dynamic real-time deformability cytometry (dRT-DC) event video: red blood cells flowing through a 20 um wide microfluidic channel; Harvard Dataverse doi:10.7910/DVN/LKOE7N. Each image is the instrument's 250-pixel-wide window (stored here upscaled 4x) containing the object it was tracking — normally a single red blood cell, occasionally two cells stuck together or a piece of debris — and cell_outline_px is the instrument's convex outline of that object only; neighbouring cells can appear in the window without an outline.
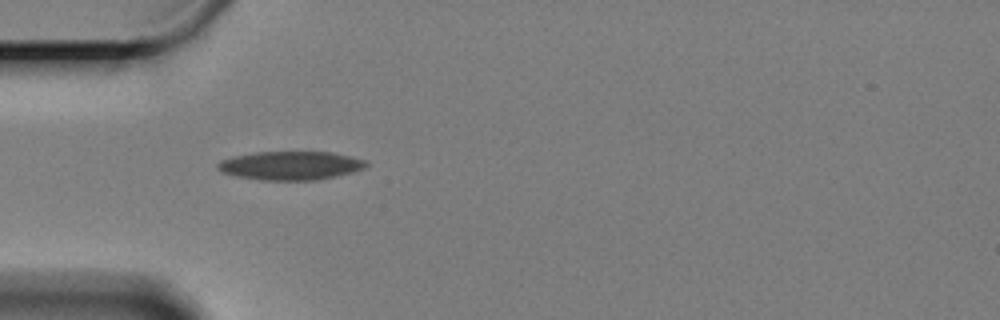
{"species": "Egyptian fruit bat (a non-hibernating species)", "species_latin": "Rousettus aegyptiacus", "temperature_condition": "cold", "stored_images_in_passage": 8, "camera_frame_rate_fps": 3000, "um_per_image_px": 0.085, "animal": {"sex": "female"}, "frame": {"image": 1, "passage_image": 1, "time_ms": 0.0, "image_size_px": [1000, 320], "cell_outline_px": [[368, 164], [364, 168], [352, 172], [316, 180], [260, 180], [236, 176], [224, 172], [216, 168], [216, 164], [220, 160], [236, 156], [256, 152], [332, 152], [364, 160]], "centroid_in_image_um": [24.67, 14.07], "position_along_channel_um": 60.3, "area_um2": 24.51}}
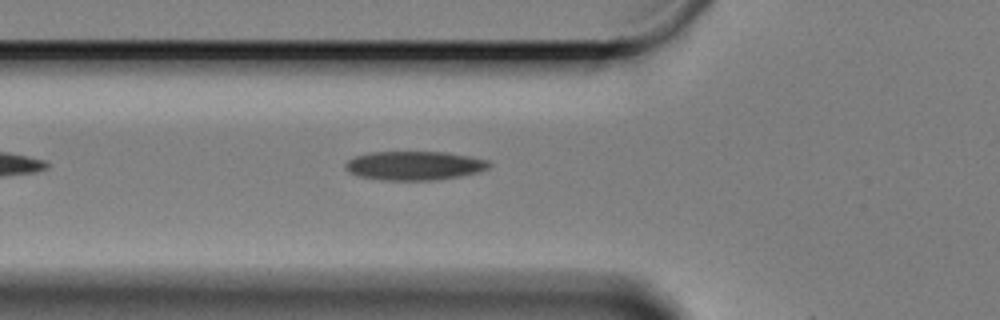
{"frame": {"image": 2, "passage_image": 4, "time_ms": 1.0, "image_size_px": [1000, 320], "cell_outline_px": [[492, 164], [488, 168], [476, 172], [460, 176], [428, 180], [380, 180], [360, 176], [348, 172], [344, 168], [344, 164], [348, 160], [356, 156], [372, 152], [448, 152], [488, 160]], "centroid_in_image_um": [35.2, 14.07], "position_along_channel_um": 90.6, "area_um2": 24.1}}
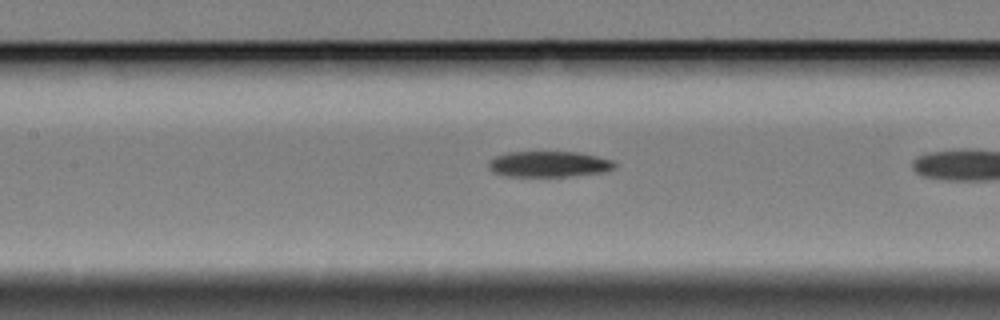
{"frame": {"image": 3, "passage_image": 7, "time_ms": 2.0, "image_size_px": [1000, 320], "cell_outline_px": [[616, 164], [612, 168], [604, 172], [568, 176], [508, 176], [492, 172], [488, 168], [488, 164], [496, 156], [508, 152], [576, 152], [596, 156], [612, 160]], "centroid_in_image_um": [46.63, 13.95], "position_along_channel_um": 160.8, "area_um2": 18.73}}